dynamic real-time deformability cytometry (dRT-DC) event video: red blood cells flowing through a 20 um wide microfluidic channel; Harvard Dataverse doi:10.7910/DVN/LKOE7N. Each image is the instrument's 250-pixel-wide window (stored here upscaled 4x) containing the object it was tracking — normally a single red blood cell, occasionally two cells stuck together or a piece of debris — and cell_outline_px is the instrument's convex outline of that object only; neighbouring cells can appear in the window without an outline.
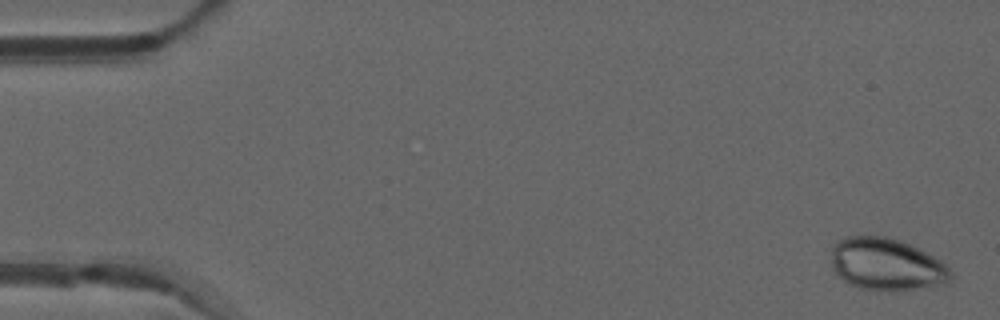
{"species": "common noctule bat (a hibernating species)", "species_latin": "Nyctalus noctula", "temperature_condition": "warm", "stored_images_in_passage": 51, "camera_frame_rate_fps": 3000, "um_per_image_px": 0.085, "animal": {"sex": "male", "forearm_length_mm": 52.5}, "frame": {"image": 1, "passage_image": 2, "time_ms": 0.333, "image_size_px": [1000, 320], "cell_outline_px": [[952, 280], [944, 284], [912, 288], [860, 288], [844, 280], [832, 268], [832, 248], [836, 240], [848, 236], [884, 236], [900, 240], [948, 264], [952, 272]], "centroid_in_image_um": [75.35, 22.42], "position_along_channel_um": 9.6, "area_um2": 35.49}}
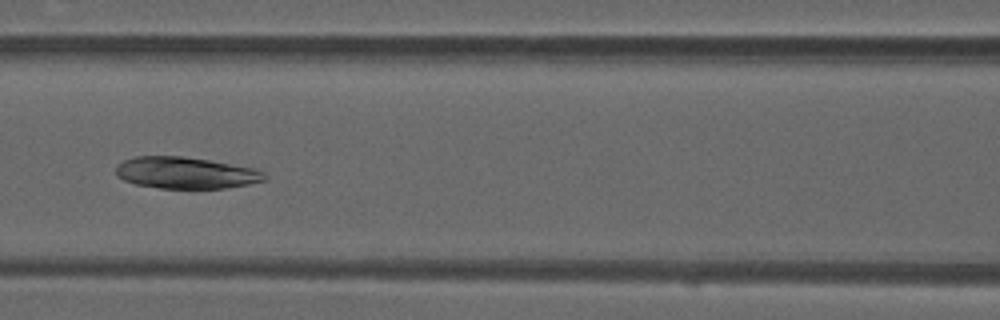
{"frame": {"image": 2, "passage_image": 23, "time_ms": 7.333, "image_size_px": [1000, 320], "cell_outline_px": [[268, 176], [264, 180], [248, 184], [224, 188], [160, 188], [136, 184], [124, 180], [116, 176], [116, 164], [124, 160], [136, 156], [184, 156], [256, 168], [264, 172]], "centroid_in_image_um": [15.78, 14.68], "position_along_channel_um": 150.8, "area_um2": 27.4}}
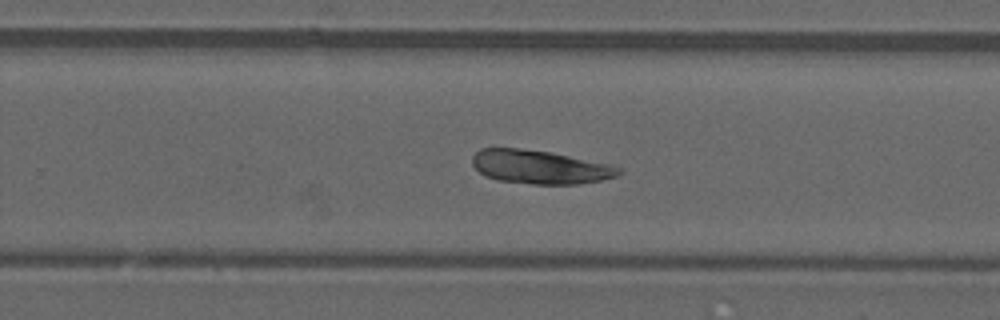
{"frame": {"image": 3, "passage_image": 33, "time_ms": 10.667, "image_size_px": [1000, 320], "cell_outline_px": [[624, 172], [616, 176], [600, 180], [576, 184], [532, 184], [496, 180], [484, 176], [472, 164], [472, 156], [480, 148], [520, 148], [552, 152], [612, 164], [620, 168]], "centroid_in_image_um": [45.9, 14.19], "position_along_channel_um": 283.9, "area_um2": 28.96}}